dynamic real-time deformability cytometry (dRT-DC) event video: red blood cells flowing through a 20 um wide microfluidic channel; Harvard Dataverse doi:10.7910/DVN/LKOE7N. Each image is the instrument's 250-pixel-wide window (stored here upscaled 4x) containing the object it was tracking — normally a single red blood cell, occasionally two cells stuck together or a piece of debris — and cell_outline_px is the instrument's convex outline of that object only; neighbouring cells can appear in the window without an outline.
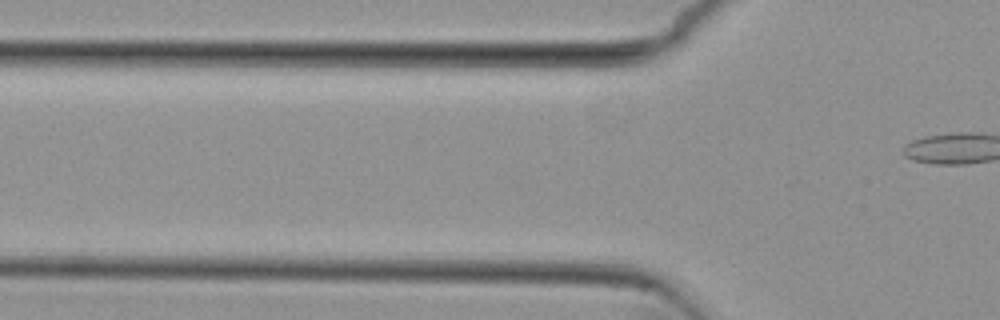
{"species": "common noctule bat (a hibernating species)", "species_latin": "Nyctalus noctula", "temperature_condition": "cold", "stored_images_in_passage": 4, "camera_frame_rate_fps": 3000, "um_per_image_px": 0.085, "animal": {"sex": "female", "body_mass_g": 29.2, "forearm_length_mm": 56.3}, "frame": {"image": 1, "passage_image": 2, "time_ms": 0.333, "image_size_px": [1000, 320], "cell_outline_px": [[652, 288], [616, 288], [432, 280], [444, 276], [572, 264], [592, 264], [652, 284]], "centroid_in_image_um": [47.25, 23.55], "position_along_channel_um": 78.5, "area_um2": 21.73}}